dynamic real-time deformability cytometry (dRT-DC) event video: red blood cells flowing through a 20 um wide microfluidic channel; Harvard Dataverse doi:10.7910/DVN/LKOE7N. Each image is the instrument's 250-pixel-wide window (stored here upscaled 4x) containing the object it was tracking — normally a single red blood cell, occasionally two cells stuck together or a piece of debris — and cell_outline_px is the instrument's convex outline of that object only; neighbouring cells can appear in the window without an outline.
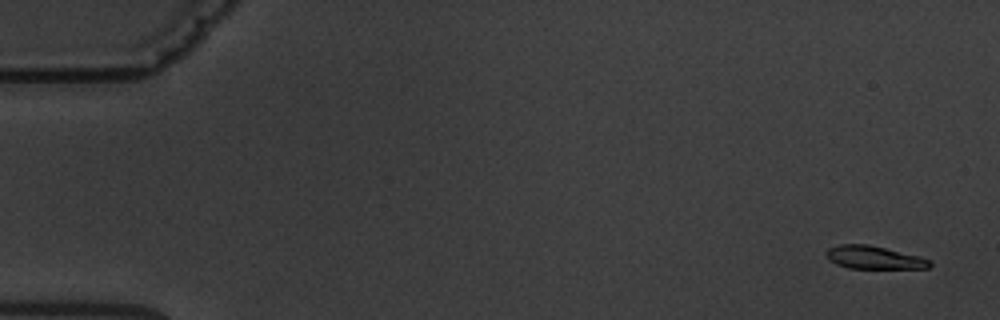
{"species": "common noctule bat (a hibernating species)", "species_latin": "Nyctalus noctula", "temperature_condition": "warm", "stored_images_in_passage": 7, "camera_frame_rate_fps": 3000, "um_per_image_px": 0.085, "animal": {"sex": "male", "body_mass_g": 19.5, "forearm_length_mm": 54.6}, "frame": {"image": 1, "passage_image": 1, "time_ms": 0.0, "image_size_px": [1000, 320], "cell_outline_px": [[932, 264], [928, 268], [848, 268], [836, 264], [828, 260], [824, 252], [828, 248], [840, 244], [868, 244], [932, 260]], "centroid_in_image_um": [74.22, 21.89], "position_along_channel_um": 10.8, "area_um2": 13.76}}
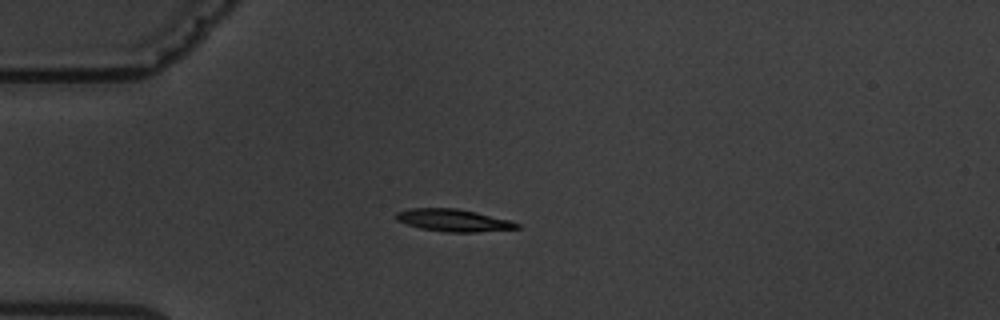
{"frame": {"image": 2, "passage_image": 5, "time_ms": 4.333, "image_size_px": [1000, 320], "cell_outline_px": [[520, 228], [476, 232], [448, 232], [420, 228], [396, 220], [396, 212], [408, 208], [456, 208], [476, 212], [512, 220], [520, 224]], "centroid_in_image_um": [38.56, 18.72], "position_along_channel_um": 46.4, "area_um2": 15.72}}
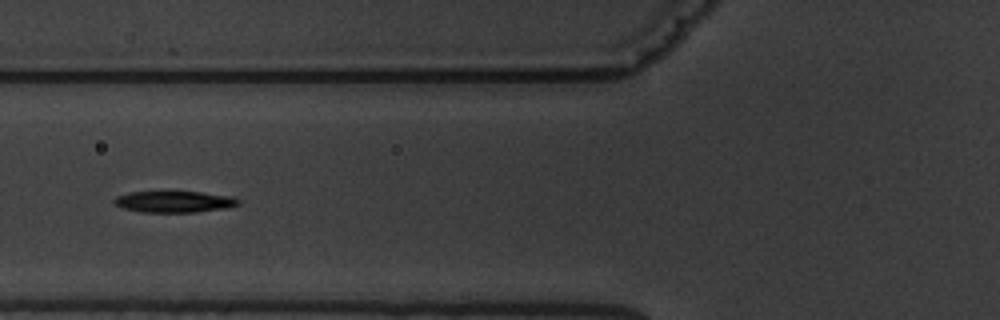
{"frame": {"image": 3, "passage_image": 7, "time_ms": 6.667, "image_size_px": [1000, 320], "cell_outline_px": [[240, 204], [228, 208], [196, 212], [140, 212], [120, 208], [112, 204], [112, 200], [116, 196], [132, 192], [200, 192], [232, 196], [240, 200]], "centroid_in_image_um": [14.78, 17.15], "position_along_channel_um": 111.0, "area_um2": 15.66}}